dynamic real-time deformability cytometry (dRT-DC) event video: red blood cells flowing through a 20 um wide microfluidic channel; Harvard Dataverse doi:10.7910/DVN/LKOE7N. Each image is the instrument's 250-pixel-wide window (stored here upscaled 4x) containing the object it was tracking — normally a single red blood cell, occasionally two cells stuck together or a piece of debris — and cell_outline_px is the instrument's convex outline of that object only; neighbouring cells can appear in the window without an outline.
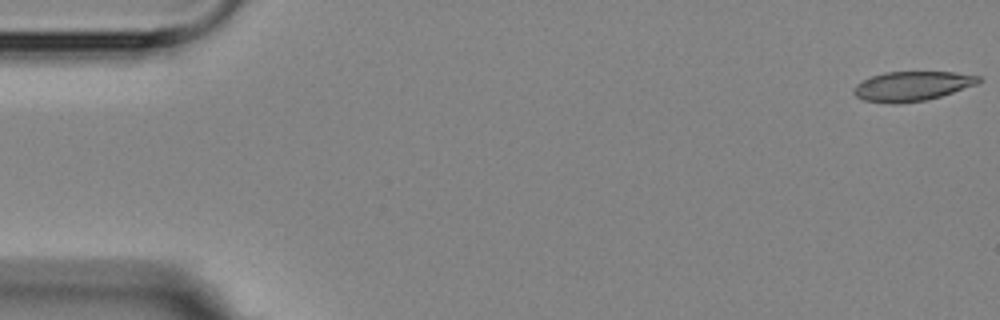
{"species": "Egyptian fruit bat (a non-hibernating species)", "species_latin": "Rousettus aegyptiacus", "temperature_condition": "room temperature", "stored_images_in_passage": 4, "camera_frame_rate_fps": 3000, "um_per_image_px": 0.085, "animal": {"sex": "female"}, "frame": {"image": 1, "passage_image": 1, "time_ms": 0.0, "image_size_px": [1000, 320], "cell_outline_px": [[984, 80], [976, 84], [940, 96], [924, 100], [900, 104], [892, 104], [864, 100], [856, 96], [852, 92], [852, 88], [856, 84], [872, 76], [884, 72], [956, 72], [980, 76]], "centroid_in_image_um": [77.51, 7.32], "position_along_channel_um": 7.5, "area_um2": 21.5}}
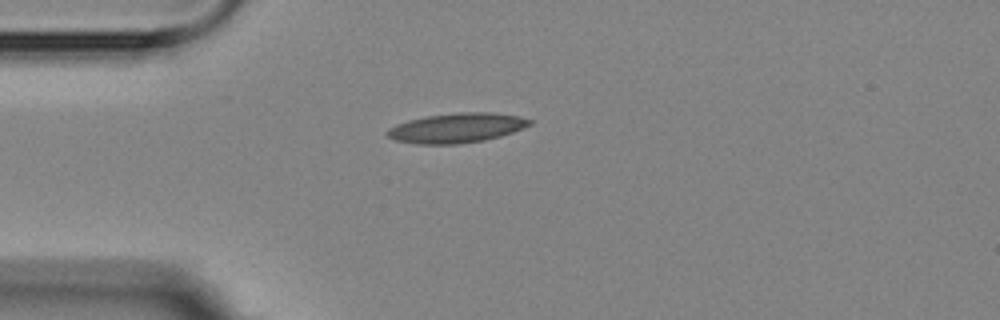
{"frame": {"image": 2, "passage_image": 4, "time_ms": 4.333, "image_size_px": [1000, 320], "cell_outline_px": [[532, 124], [512, 132], [500, 136], [484, 140], [456, 144], [416, 144], [396, 140], [388, 136], [384, 132], [388, 128], [396, 124], [408, 120], [428, 116], [456, 112], [492, 112], [520, 116], [532, 120]], "centroid_in_image_um": [38.81, 10.87], "position_along_channel_um": 46.2, "area_um2": 24.62}}